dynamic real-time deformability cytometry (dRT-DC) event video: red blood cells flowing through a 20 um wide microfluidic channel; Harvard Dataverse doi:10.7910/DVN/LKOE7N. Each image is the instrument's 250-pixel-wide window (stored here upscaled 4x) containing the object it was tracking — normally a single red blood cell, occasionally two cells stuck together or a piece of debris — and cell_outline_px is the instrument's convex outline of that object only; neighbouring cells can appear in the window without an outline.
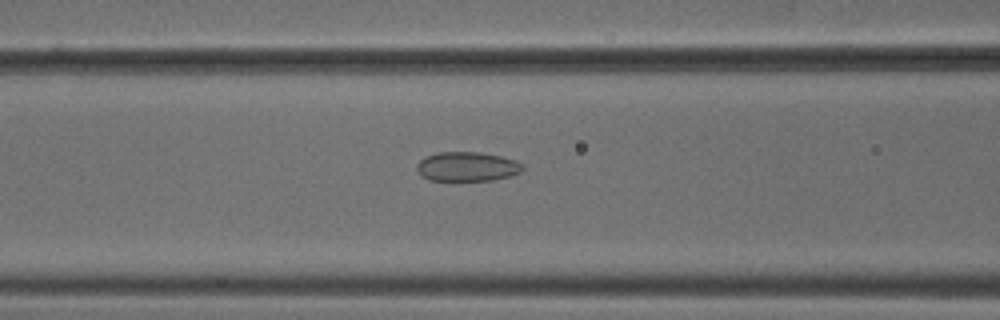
{"species": "common noctule bat (a hibernating species)", "species_latin": "Nyctalus noctula", "temperature_condition": "cold", "stored_images_in_passage": 53, "camera_frame_rate_fps": 3000, "um_per_image_px": 0.085, "animal": {"sex": "male", "body_mass_g": 18.8}, "frame": {"image": 1, "passage_image": 22, "time_ms": 7.0, "image_size_px": [1000, 320], "cell_outline_px": [[524, 168], [520, 172], [512, 176], [492, 180], [428, 180], [420, 176], [416, 172], [416, 164], [424, 156], [436, 152], [480, 152], [500, 156], [516, 160], [524, 164]], "centroid_in_image_um": [39.68, 14.15], "position_along_channel_um": 126.9, "area_um2": 18.44}}
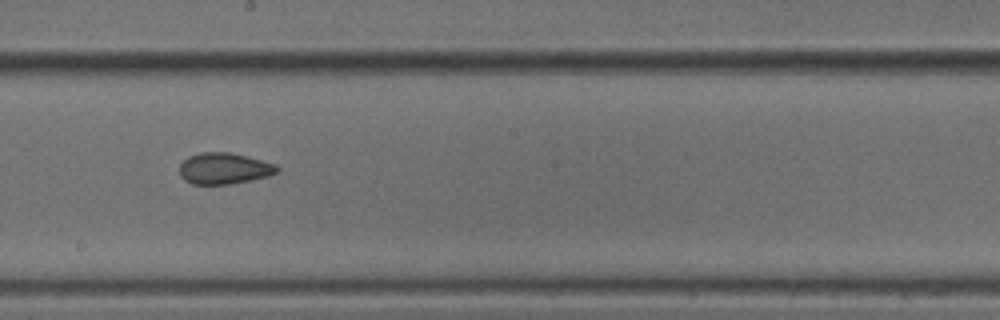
{"frame": {"image": 2, "passage_image": 30, "time_ms": 9.667, "image_size_px": [1000, 320], "cell_outline_px": [[280, 172], [268, 176], [252, 180], [228, 184], [192, 184], [184, 180], [180, 176], [180, 164], [188, 156], [200, 152], [228, 152], [276, 164], [280, 168]], "centroid_in_image_um": [19.05, 14.32], "position_along_channel_um": 229.2, "area_um2": 17.8}}
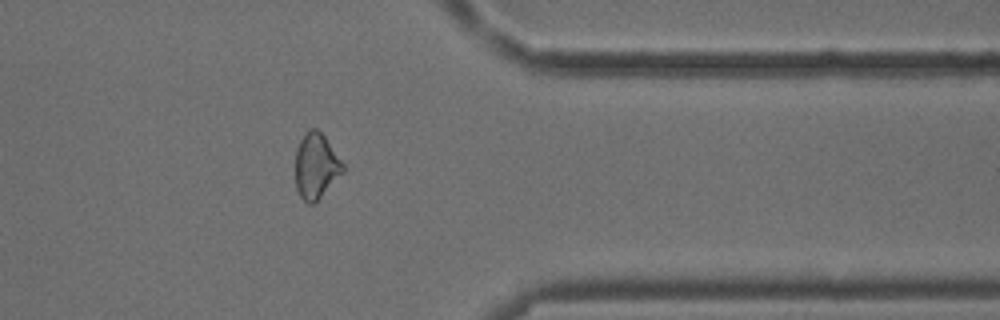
{"frame": {"image": 3, "passage_image": 43, "time_ms": 14.0, "image_size_px": [1000, 320], "cell_outline_px": [[344, 172], [312, 204], [308, 204], [300, 196], [296, 188], [296, 148], [304, 132], [308, 128], [316, 128], [324, 136], [344, 164]], "centroid_in_image_um": [26.85, 14.08], "position_along_channel_um": 384.6, "area_um2": 17.92}, "authors_computed_cell_mechanics": {"area_um2": 18.785, "velocity_mm_per_s": 3.8273, "shape_relaxation_time_tau1_ms": 8.9433, "shape_relaxation_time_tau2_ms": 2.1704, "deformation_change_tau1": 0.1282, "deformation_change_tau2": 0.0807}}